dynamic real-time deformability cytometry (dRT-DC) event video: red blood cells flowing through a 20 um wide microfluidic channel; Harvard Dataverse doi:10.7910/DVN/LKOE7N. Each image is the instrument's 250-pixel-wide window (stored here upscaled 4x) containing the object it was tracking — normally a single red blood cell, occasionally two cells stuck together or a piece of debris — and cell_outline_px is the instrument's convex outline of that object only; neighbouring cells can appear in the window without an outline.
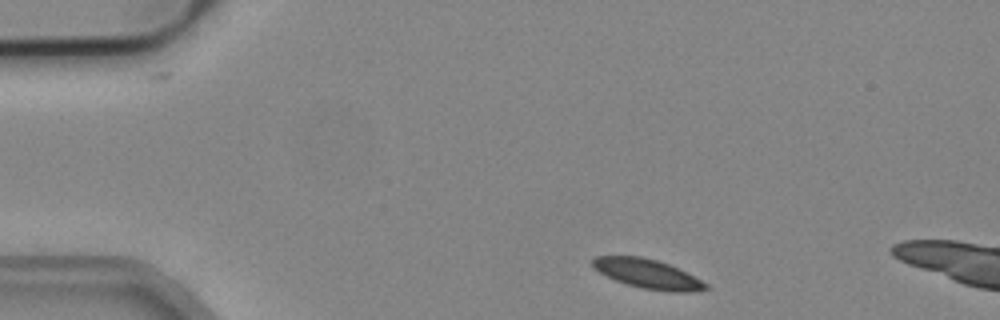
{"species": "common noctule bat (a hibernating species)", "species_latin": "Nyctalus noctula", "temperature_condition": "cold", "stored_images_in_passage": 4, "camera_frame_rate_fps": 3000, "um_per_image_px": 0.085, "animal": {"sex": "male", "body_mass_g": 19.2, "forearm_length_mm": 51.8}, "frame": {"image": 1, "passage_image": 1, "time_ms": 0.0, "image_size_px": [1000, 320], "cell_outline_px": [[712, 288], [692, 292], [668, 292], [640, 288], [616, 280], [592, 268], [592, 260], [596, 256], [640, 256], [656, 260], [668, 264], [708, 284]], "centroid_in_image_um": [55.05, 23.29], "position_along_channel_um": 29.9, "area_um2": 19.13}}